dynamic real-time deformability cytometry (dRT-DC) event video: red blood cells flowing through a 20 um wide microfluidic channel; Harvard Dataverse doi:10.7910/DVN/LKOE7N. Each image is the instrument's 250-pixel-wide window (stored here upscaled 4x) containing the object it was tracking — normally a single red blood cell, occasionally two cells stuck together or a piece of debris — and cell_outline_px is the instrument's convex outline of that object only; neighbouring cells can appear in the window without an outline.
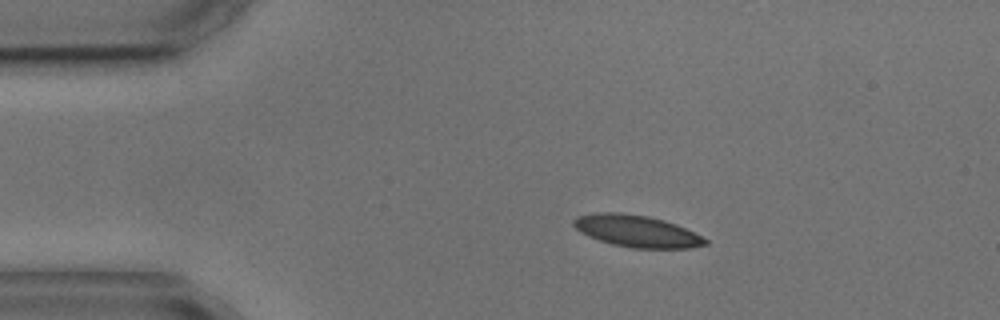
{"species": "common noctule bat (a hibernating species)", "species_latin": "Nyctalus noctula", "temperature_condition": "cold", "stored_images_in_passage": 5, "camera_frame_rate_fps": 3000, "um_per_image_px": 0.085, "animal": {"sex": "male", "body_mass_g": 17.9, "forearm_length_mm": 54.2}, "frame": {"image": 1, "passage_image": 1, "time_ms": 0.0, "image_size_px": [1000, 320], "cell_outline_px": [[708, 244], [692, 248], [632, 248], [612, 244], [588, 236], [580, 232], [572, 224], [572, 220], [576, 216], [596, 212], [620, 212], [648, 216], [664, 220], [676, 224], [708, 240]], "centroid_in_image_um": [54.09, 19.64], "position_along_channel_um": 30.9, "area_um2": 24.45}}
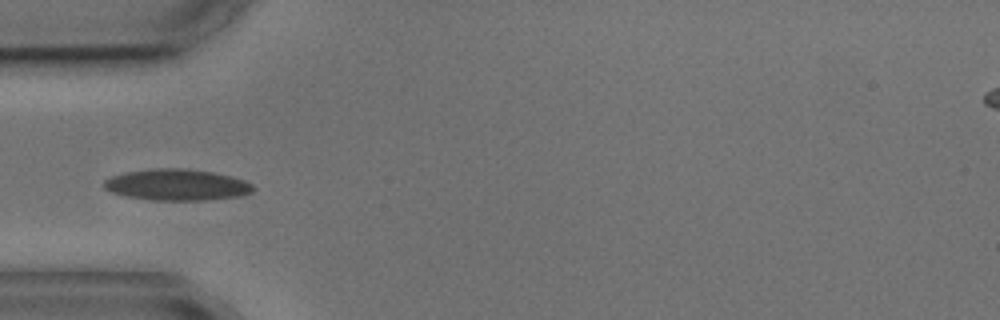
{"frame": {"image": 2, "passage_image": 3, "time_ms": 2.333, "image_size_px": [1000, 320], "cell_outline_px": [[252, 192], [240, 196], [208, 200], [156, 200], [128, 196], [112, 192], [104, 188], [104, 180], [112, 176], [124, 172], [156, 168], [180, 168], [212, 172], [244, 180], [252, 184]], "centroid_in_image_um": [15.02, 15.71], "position_along_channel_um": 70.0, "area_um2": 26.88}}